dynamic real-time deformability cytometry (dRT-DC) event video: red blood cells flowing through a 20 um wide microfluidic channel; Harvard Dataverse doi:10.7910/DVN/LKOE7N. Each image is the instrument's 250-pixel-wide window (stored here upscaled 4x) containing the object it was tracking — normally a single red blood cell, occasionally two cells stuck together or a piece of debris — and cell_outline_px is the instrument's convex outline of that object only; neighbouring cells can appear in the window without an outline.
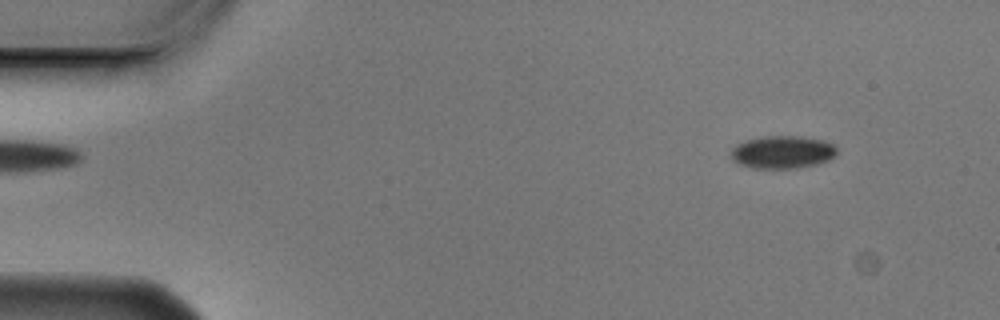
{"species": "Egyptian fruit bat (a non-hibernating species)", "species_latin": "Rousettus aegyptiacus", "temperature_condition": "cold", "stored_images_in_passage": 5, "camera_frame_rate_fps": 3000, "um_per_image_px": 0.085, "animal": {"sex": "male"}, "frame": {"image": 1, "passage_image": 1, "time_ms": 0.0, "image_size_px": [1000, 320], "cell_outline_px": [[836, 156], [828, 160], [816, 164], [796, 168], [752, 168], [740, 164], [732, 160], [732, 148], [736, 144], [744, 140], [764, 136], [800, 136], [824, 140], [832, 144], [836, 148]], "centroid_in_image_um": [66.5, 12.92], "position_along_channel_um": 18.5, "area_um2": 20.23}}
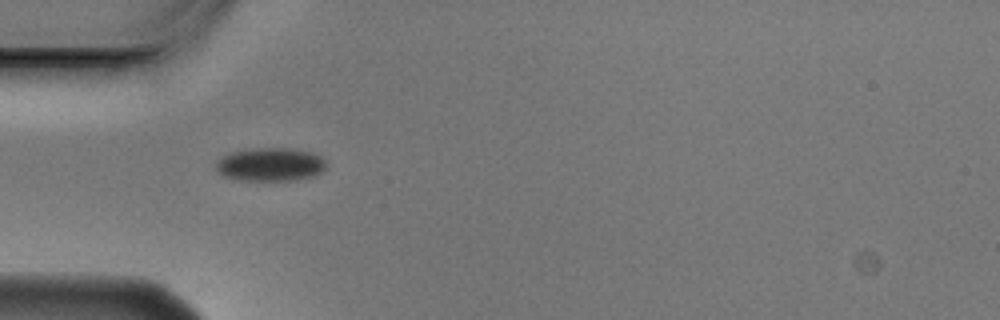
{"frame": {"image": 2, "passage_image": 4, "time_ms": 1.0, "image_size_px": [1000, 320], "cell_outline_px": [[324, 168], [320, 172], [312, 176], [296, 180], [240, 180], [224, 176], [216, 172], [216, 160], [232, 152], [256, 148], [288, 148], [312, 152], [320, 156], [324, 160]], "centroid_in_image_um": [22.94, 13.98], "position_along_channel_um": 62.1, "area_um2": 21.27}}
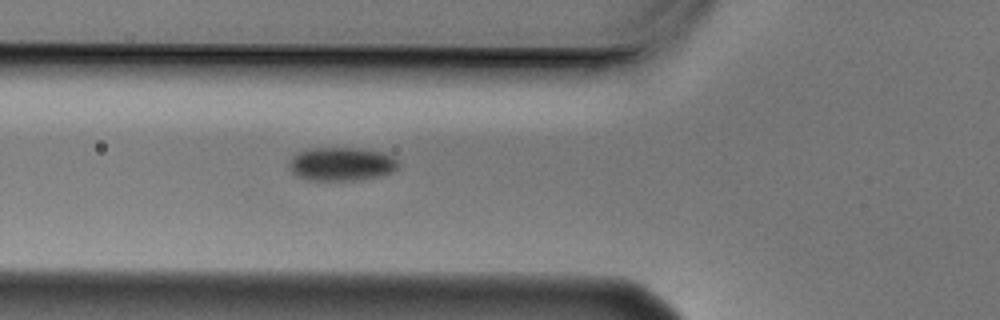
{"frame": {"image": 3, "passage_image": 5, "time_ms": 1.333, "image_size_px": [1000, 320], "cell_outline_px": [[400, 164], [392, 172], [380, 176], [360, 180], [308, 180], [296, 176], [288, 168], [288, 160], [292, 156], [308, 148], [360, 148], [384, 152], [392, 156]], "centroid_in_image_um": [29.0, 13.94], "position_along_channel_um": 96.8, "area_um2": 21.62}}